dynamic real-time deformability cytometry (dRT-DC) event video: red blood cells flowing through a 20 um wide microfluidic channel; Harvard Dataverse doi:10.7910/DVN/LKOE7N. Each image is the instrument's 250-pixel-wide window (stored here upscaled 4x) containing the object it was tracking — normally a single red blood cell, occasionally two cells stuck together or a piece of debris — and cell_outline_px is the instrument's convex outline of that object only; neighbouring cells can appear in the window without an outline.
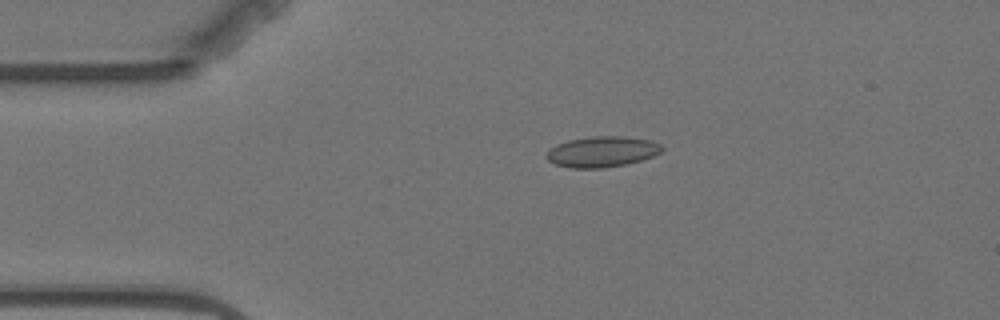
{"species": "Egyptian fruit bat (a non-hibernating species)", "species_latin": "Rousettus aegyptiacus", "temperature_condition": "warm", "stored_images_in_passage": 4, "camera_frame_rate_fps": 3000, "um_per_image_px": 0.085, "animal": {"sex": "female"}, "frame": {"image": 1, "passage_image": 3, "time_ms": 2.333, "image_size_px": [1000, 320], "cell_outline_px": [[664, 148], [660, 152], [652, 156], [628, 164], [600, 168], [572, 168], [556, 164], [548, 160], [544, 156], [556, 144], [568, 140], [592, 136], [624, 136], [652, 140], [660, 144]], "centroid_in_image_um": [51.18, 12.89], "position_along_channel_um": 33.8, "area_um2": 20.63}}